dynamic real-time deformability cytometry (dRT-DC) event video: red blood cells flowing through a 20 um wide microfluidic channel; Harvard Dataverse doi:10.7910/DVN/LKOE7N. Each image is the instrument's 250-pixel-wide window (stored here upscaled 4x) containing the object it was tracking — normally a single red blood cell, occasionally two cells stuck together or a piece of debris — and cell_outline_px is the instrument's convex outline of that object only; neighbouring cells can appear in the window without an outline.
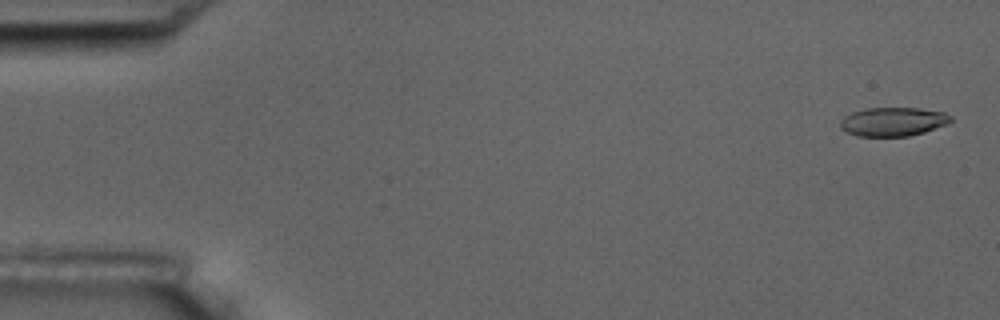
{"species": "common noctule bat (a hibernating species)", "species_latin": "Nyctalus noctula", "temperature_condition": "room temperature", "stored_images_in_passage": 6, "camera_frame_rate_fps": 3000, "um_per_image_px": 0.085, "animal": {"sex": "male", "body_mass_g": 17.5, "forearm_length_mm": 52.3}, "frame": {"image": 1, "passage_image": 1, "time_ms": 0.0, "image_size_px": [1000, 320], "cell_outline_px": [[952, 120], [948, 124], [924, 132], [908, 136], [856, 136], [840, 128], [840, 120], [844, 116], [852, 112], [864, 108], [920, 108], [944, 112], [952, 116]], "centroid_in_image_um": [75.91, 10.34], "position_along_channel_um": 9.1, "area_um2": 18.67}}
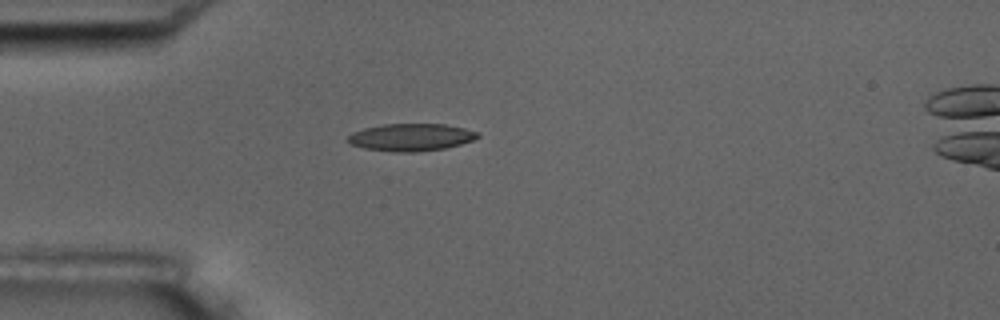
{"frame": {"image": 2, "passage_image": 5, "time_ms": 4.667, "image_size_px": [1000, 320], "cell_outline_px": [[480, 136], [472, 140], [460, 144], [444, 148], [412, 152], [392, 152], [364, 148], [352, 144], [348, 140], [348, 136], [352, 132], [364, 128], [384, 124], [444, 124], [464, 128], [480, 132]], "centroid_in_image_um": [34.94, 11.66], "position_along_channel_um": 50.1, "area_um2": 20.58}}